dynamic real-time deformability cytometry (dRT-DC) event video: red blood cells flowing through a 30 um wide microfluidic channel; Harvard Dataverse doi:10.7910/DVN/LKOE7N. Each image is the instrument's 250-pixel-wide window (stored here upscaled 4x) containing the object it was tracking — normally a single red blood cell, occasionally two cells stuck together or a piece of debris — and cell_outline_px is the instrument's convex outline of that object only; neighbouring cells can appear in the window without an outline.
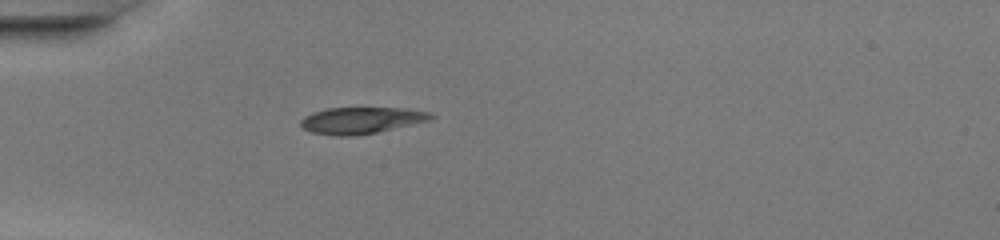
{"species": "common noctule bat (a hibernating species)", "species_latin": "Nyctalus noctula", "temperature_condition": "warm", "stored_images_in_passage": 34, "camera_frame_rate_fps": 3000, "um_per_image_px": 0.085, "animal": {"sex": "female", "body_mass_g": 20.0, "forearm_length_mm": 54.0}, "frame": {"image": 1, "passage_image": 1, "time_ms": 0.0, "image_size_px": [1000, 240], "cell_outline_px": [[436, 116], [428, 120], [376, 132], [352, 136], [332, 136], [312, 132], [304, 128], [300, 124], [300, 120], [304, 116], [312, 112], [328, 108], [404, 108], [428, 112]], "centroid_in_image_um": [30.65, 10.23], "position_along_channel_um": 54.4, "area_um2": 19.88}}
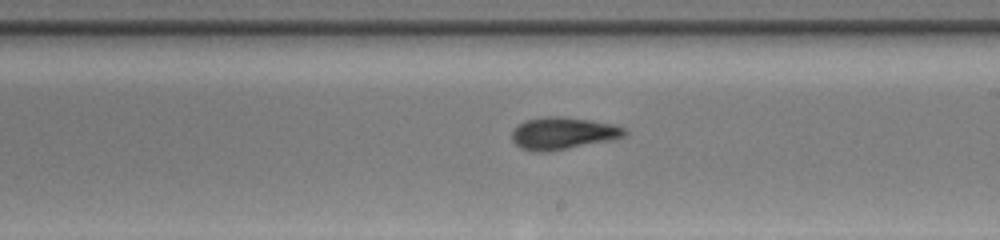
{"frame": {"image": 2, "passage_image": 15, "time_ms": 4.667, "image_size_px": [1000, 240], "cell_outline_px": [[628, 132], [624, 136], [616, 140], [548, 152], [536, 152], [520, 148], [512, 140], [512, 132], [516, 124], [524, 120], [544, 116], [560, 116], [588, 120], [612, 124], [624, 128]], "centroid_in_image_um": [47.84, 11.34], "position_along_channel_um": 241.2, "area_um2": 21.5}}
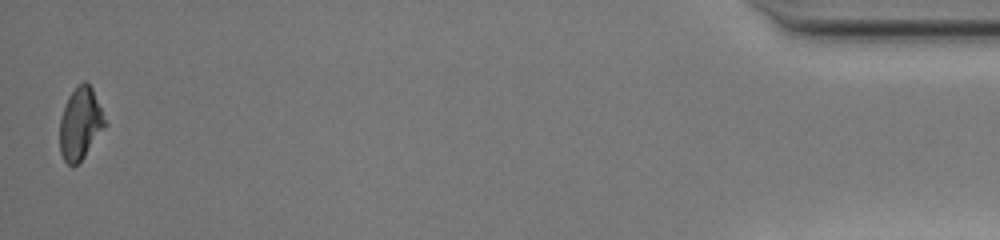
{"frame": {"image": 3, "passage_image": 34, "time_ms": 11.0, "image_size_px": [1000, 240], "cell_outline_px": [[108, 124], [84, 156], [72, 168], [64, 160], [60, 152], [60, 120], [68, 96], [84, 80], [92, 88]], "centroid_in_image_um": [6.84, 10.53], "position_along_channel_um": 428.4, "area_um2": 18.79}, "authors_computed_cell_mechanics": {"area_um2": 20.23, "velocity_mm_per_s": 4.2859, "shape_relaxation_time_tau1_ms": 3.2493, "shape_relaxation_time_tau2_ms": 0.9696, "deformation_change_tau1": 0.1884, "deformation_change_tau2": 0.0673}}